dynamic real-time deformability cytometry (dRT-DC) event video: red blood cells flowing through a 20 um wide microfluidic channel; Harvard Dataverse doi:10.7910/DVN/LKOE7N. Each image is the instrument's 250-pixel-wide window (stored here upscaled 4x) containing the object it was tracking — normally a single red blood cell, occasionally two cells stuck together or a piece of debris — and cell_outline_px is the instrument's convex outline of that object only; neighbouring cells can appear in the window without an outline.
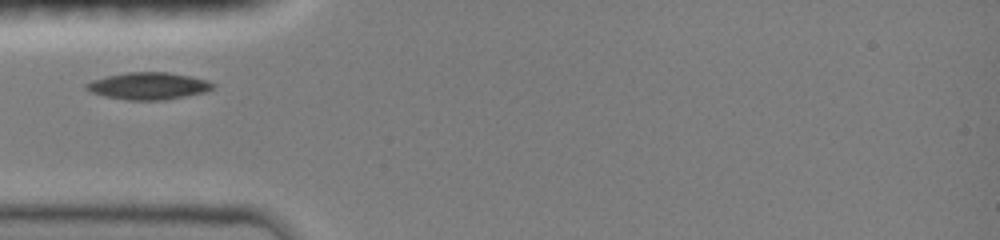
{"species": "common noctule bat (a hibernating species)", "species_latin": "Nyctalus noctula", "temperature_condition": "room temperature", "stored_images_in_passage": 11, "camera_frame_rate_fps": 3000, "um_per_image_px": 0.085, "animal": {"sex": "female", "body_mass_g": 19.0, "forearm_length_mm": 51.5}, "frame": {"image": 1, "passage_image": 1, "time_ms": 0.0, "image_size_px": [1000, 240], "cell_outline_px": [[216, 84], [212, 88], [204, 92], [164, 100], [128, 100], [104, 96], [92, 92], [84, 88], [84, 84], [92, 80], [108, 76], [128, 72], [168, 72], [208, 80]], "centroid_in_image_um": [12.59, 7.3], "position_along_channel_um": 72.4, "area_um2": 19.83}}
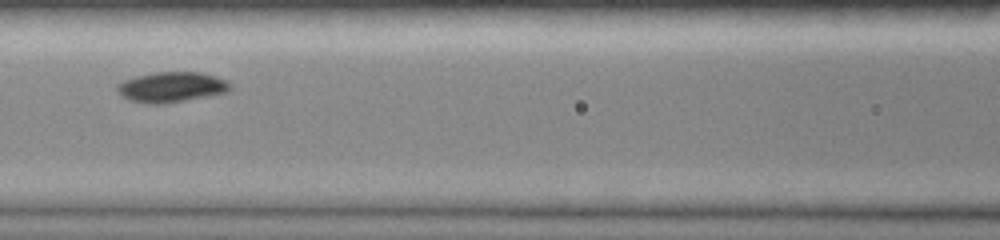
{"frame": {"image": 2, "passage_image": 7, "time_ms": 2.0, "image_size_px": [1000, 240], "cell_outline_px": [[232, 88], [228, 92], [208, 96], [164, 104], [144, 104], [120, 96], [116, 92], [116, 84], [124, 80], [136, 76], [156, 72], [200, 72], [216, 76], [228, 80], [232, 84]], "centroid_in_image_um": [14.58, 7.4], "position_along_channel_um": 152.0, "area_um2": 20.29}}
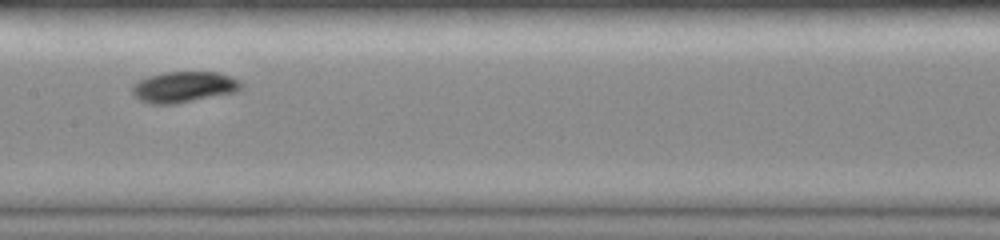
{"frame": {"image": 3, "passage_image": 10, "time_ms": 3.0, "image_size_px": [1000, 240], "cell_outline_px": [[244, 84], [236, 92], [176, 104], [152, 104], [140, 100], [132, 92], [132, 84], [148, 76], [164, 72], [220, 72], [240, 80]], "centroid_in_image_um": [15.65, 7.39], "position_along_channel_um": 191.8, "area_um2": 19.71}}